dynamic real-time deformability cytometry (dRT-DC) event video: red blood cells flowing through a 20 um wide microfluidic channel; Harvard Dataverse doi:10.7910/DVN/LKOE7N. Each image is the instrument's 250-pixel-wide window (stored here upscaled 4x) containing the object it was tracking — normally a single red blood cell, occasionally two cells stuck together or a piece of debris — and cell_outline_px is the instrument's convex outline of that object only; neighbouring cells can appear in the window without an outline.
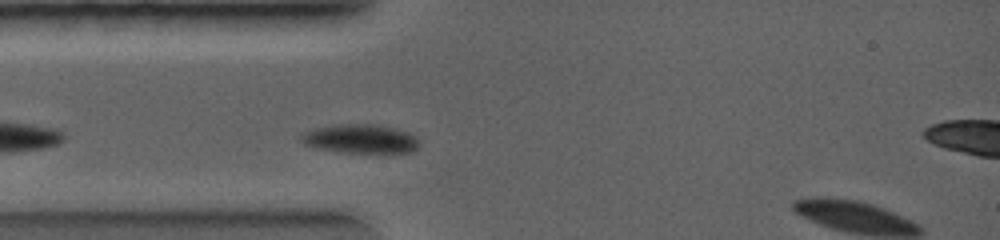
{"species": "common noctule bat (a hibernating species)", "species_latin": "Nyctalus noctula", "temperature_condition": "warm", "stored_images_in_passage": 3, "camera_frame_rate_fps": 5000, "um_per_image_px": 0.085, "animal": {"sex": "female", "body_mass_g": 19.0, "forearm_length_mm": 56.7}, "frame": {"image": 1, "passage_image": 2, "time_ms": 0.4, "image_size_px": [1000, 240], "cell_outline_px": [[416, 148], [412, 152], [376, 156], [340, 152], [316, 148], [304, 144], [300, 140], [300, 136], [304, 132], [316, 128], [336, 124], [372, 124], [392, 128], [408, 132], [416, 140]], "centroid_in_image_um": [30.62, 11.86], "position_along_channel_um": 54.4, "area_um2": 20.52}}